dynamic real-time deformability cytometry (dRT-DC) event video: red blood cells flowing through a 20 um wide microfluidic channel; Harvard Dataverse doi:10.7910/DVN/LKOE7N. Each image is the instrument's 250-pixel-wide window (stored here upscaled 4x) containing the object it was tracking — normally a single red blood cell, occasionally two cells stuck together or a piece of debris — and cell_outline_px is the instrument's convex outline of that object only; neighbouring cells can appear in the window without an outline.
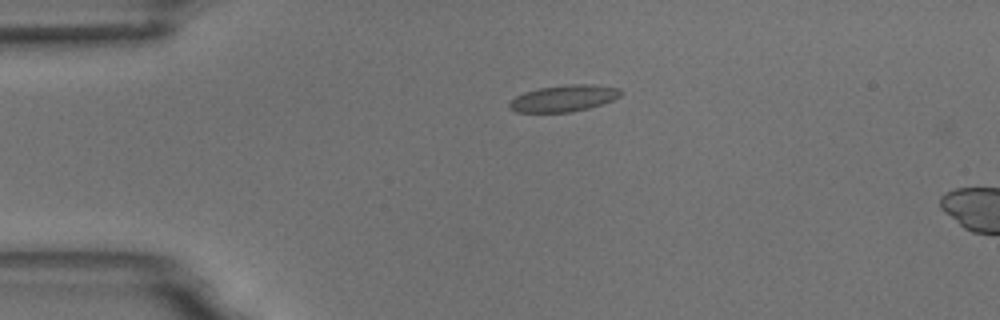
{"species": "common noctule bat (a hibernating species)", "species_latin": "Nyctalus noctula", "temperature_condition": "room temperature", "stored_images_in_passage": 5, "segment_of_instrument_passage": [1, 2], "camera_frame_rate_fps": 3000, "um_per_image_px": 0.085, "animal": {"sex": "male", "body_mass_g": 18.8}, "frame": {"image": 1, "passage_image": 3, "time_ms": 3.333, "image_size_px": [1000, 320], "cell_outline_px": [[624, 92], [620, 96], [612, 100], [588, 108], [572, 112], [516, 112], [508, 108], [508, 104], [516, 96], [524, 92], [540, 88], [568, 84], [592, 84], [620, 88]], "centroid_in_image_um": [47.93, 8.35], "position_along_channel_um": 37.1, "area_um2": 17.22}}